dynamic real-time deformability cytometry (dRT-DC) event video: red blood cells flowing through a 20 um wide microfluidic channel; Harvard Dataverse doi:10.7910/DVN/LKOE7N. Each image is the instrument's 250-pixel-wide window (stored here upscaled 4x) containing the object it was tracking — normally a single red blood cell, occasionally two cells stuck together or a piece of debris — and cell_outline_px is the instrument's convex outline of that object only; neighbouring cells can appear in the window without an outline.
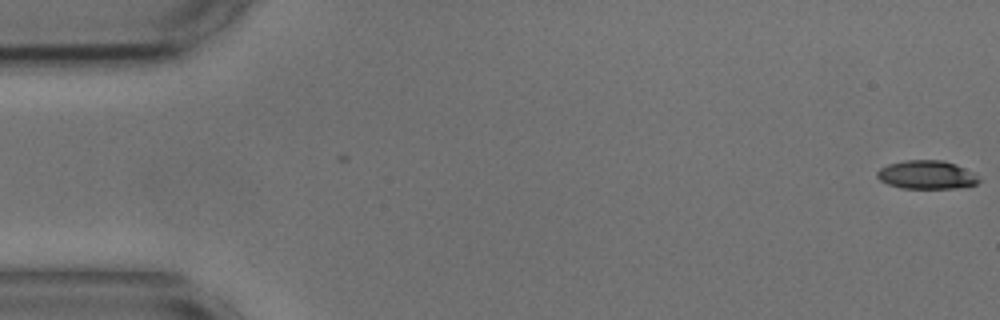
{"species": "common noctule bat (a hibernating species)", "species_latin": "Nyctalus noctula", "temperature_condition": "cold", "stored_images_in_passage": 2, "camera_frame_rate_fps": 3000, "um_per_image_px": 0.085, "animal": {"sex": "male", "body_mass_g": 17.9, "forearm_length_mm": 54.2}, "frame": {"image": 1, "passage_image": 2, "time_ms": 0.333, "image_size_px": [1000, 320], "cell_outline_px": [[980, 180], [976, 184], [968, 188], [904, 188], [888, 184], [880, 180], [876, 176], [876, 172], [880, 168], [888, 164], [904, 160], [944, 160], [956, 164], [972, 172]], "centroid_in_image_um": [78.77, 14.86], "position_along_channel_um": 6.2, "area_um2": 16.99}}